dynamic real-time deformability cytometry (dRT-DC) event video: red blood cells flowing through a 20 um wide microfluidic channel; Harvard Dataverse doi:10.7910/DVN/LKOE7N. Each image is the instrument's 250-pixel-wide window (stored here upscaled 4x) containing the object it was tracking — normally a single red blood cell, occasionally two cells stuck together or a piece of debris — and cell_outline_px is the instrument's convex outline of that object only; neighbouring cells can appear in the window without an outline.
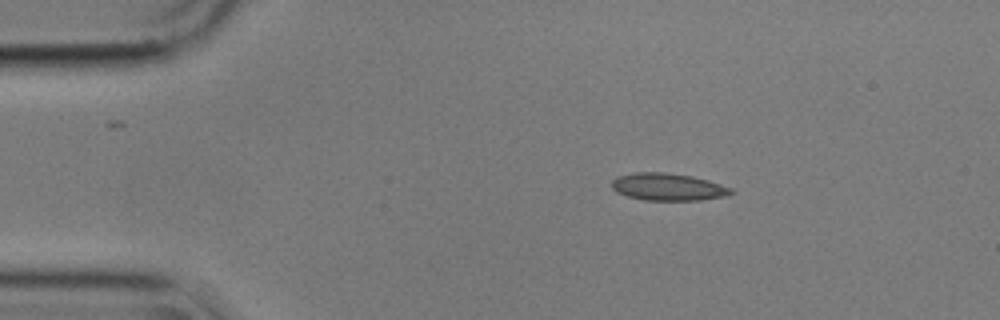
{"species": "common noctule bat (a hibernating species)", "species_latin": "Nyctalus noctula", "temperature_condition": "cold", "stored_images_in_passage": 47, "camera_frame_rate_fps": 3000, "um_per_image_px": 0.085, "animal": {"sex": "male", "body_mass_g": 17.9}, "frame": {"image": 1, "passage_image": 1, "time_ms": 0.0, "image_size_px": [1000, 320], "cell_outline_px": [[736, 192], [728, 196], [700, 200], [644, 200], [628, 196], [616, 192], [612, 188], [612, 180], [616, 176], [636, 172], [664, 172], [692, 176], [708, 180], [732, 188]], "centroid_in_image_um": [56.8, 15.89], "position_along_channel_um": 28.2, "area_um2": 19.13}}
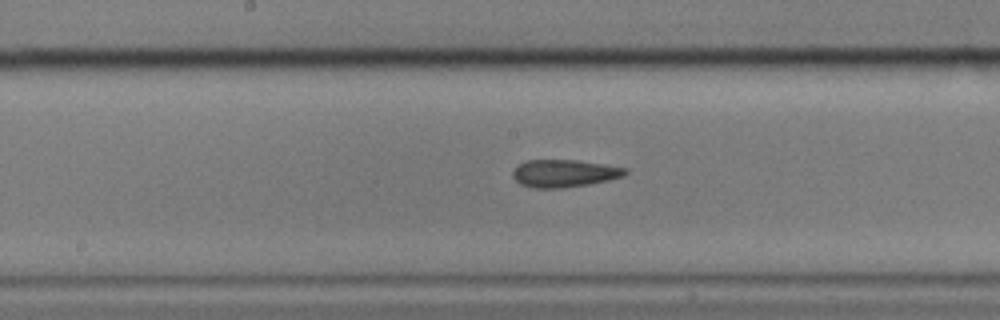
{"frame": {"image": 2, "passage_image": 20, "time_ms": 6.333, "image_size_px": [1000, 320], "cell_outline_px": [[628, 172], [624, 176], [608, 180], [588, 184], [560, 188], [532, 188], [520, 184], [512, 176], [512, 172], [520, 164], [528, 160], [576, 160], [628, 168]], "centroid_in_image_um": [47.96, 14.74], "position_along_channel_um": 200.2, "area_um2": 17.92}}
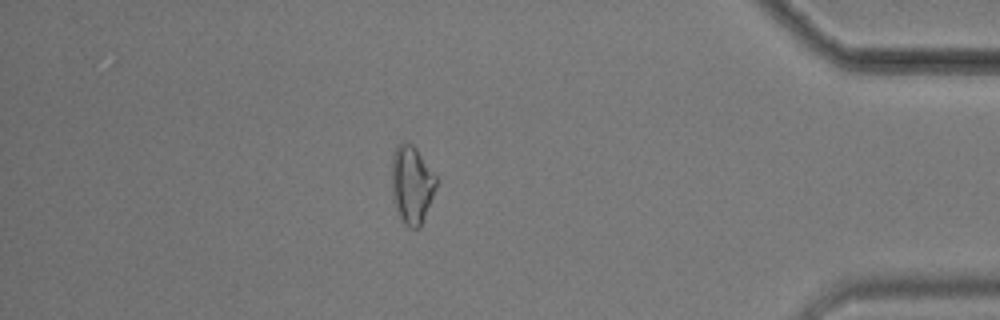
{"frame": {"image": 3, "passage_image": 40, "time_ms": 13.0, "image_size_px": [1000, 320], "cell_outline_px": [[440, 180], [420, 228], [408, 228], [400, 220], [392, 196], [392, 156], [396, 144], [412, 144], [416, 148]], "centroid_in_image_um": [35.02, 15.72], "position_along_channel_um": 400.2, "area_um2": 20.58}, "authors_computed_cell_mechanics": {"area_um2": 18.0914, "velocity_mm_per_s": 3.5745, "shape_relaxation_time_tau1_ms": null, "shape_relaxation_time_tau2_ms": 7.382, "deformation_change_tau1": null, "deformation_change_tau2": 0.1674}}